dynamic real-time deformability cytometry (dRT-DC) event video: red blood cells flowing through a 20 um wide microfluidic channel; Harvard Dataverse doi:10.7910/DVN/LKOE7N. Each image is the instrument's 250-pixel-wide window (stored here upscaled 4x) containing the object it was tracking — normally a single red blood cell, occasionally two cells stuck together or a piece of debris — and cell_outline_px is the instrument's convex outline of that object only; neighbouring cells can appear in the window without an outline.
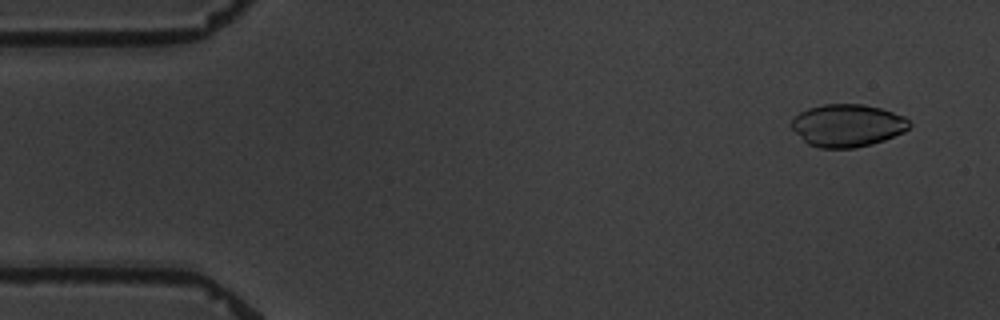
{"species": "common noctule bat (a hibernating species)", "species_latin": "Nyctalus noctula", "temperature_condition": "warm", "stored_images_in_passage": 7, "camera_frame_rate_fps": 3000, "um_per_image_px": 0.085, "animal": {"sex": "male", "body_mass_g": 19.5, "forearm_length_mm": 54.6}, "frame": {"image": 1, "passage_image": 1, "time_ms": 0.0, "image_size_px": [1000, 320], "cell_outline_px": [[912, 124], [904, 132], [884, 140], [872, 144], [856, 148], [820, 148], [808, 144], [792, 128], [792, 120], [800, 112], [808, 108], [824, 104], [864, 104], [880, 108], [904, 116]], "centroid_in_image_um": [72.05, 10.66], "position_along_channel_um": 12.9, "area_um2": 29.13}}